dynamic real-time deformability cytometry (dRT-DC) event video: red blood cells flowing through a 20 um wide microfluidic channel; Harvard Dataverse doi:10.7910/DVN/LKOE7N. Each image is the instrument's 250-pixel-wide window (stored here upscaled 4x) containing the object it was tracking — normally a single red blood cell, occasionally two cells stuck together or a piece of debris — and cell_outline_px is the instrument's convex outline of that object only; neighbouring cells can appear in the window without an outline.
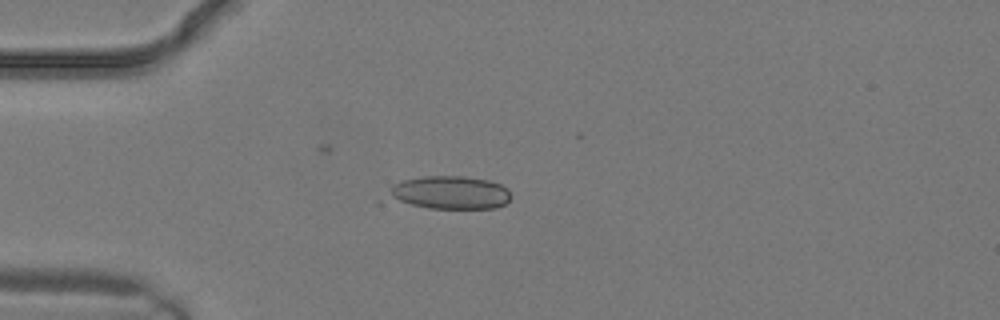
{"species": "common noctule bat (a hibernating species)", "species_latin": "Nyctalus noctula", "temperature_condition": "warm", "stored_images_in_passage": 3, "camera_frame_rate_fps": 3000, "um_per_image_px": 0.085, "animal": {"sex": "male", "body_mass_g": 19.2, "forearm_length_mm": 51.8}, "frame": {"image": 1, "passage_image": 3, "time_ms": 0.667, "image_size_px": [1000, 320], "cell_outline_px": [[512, 196], [504, 204], [496, 208], [428, 208], [376, 204], [376, 200], [392, 184], [404, 180], [424, 176], [464, 176], [488, 180], [500, 184], [508, 188]], "centroid_in_image_um": [37.89, 16.41], "position_along_channel_um": 47.1, "area_um2": 25.55}}